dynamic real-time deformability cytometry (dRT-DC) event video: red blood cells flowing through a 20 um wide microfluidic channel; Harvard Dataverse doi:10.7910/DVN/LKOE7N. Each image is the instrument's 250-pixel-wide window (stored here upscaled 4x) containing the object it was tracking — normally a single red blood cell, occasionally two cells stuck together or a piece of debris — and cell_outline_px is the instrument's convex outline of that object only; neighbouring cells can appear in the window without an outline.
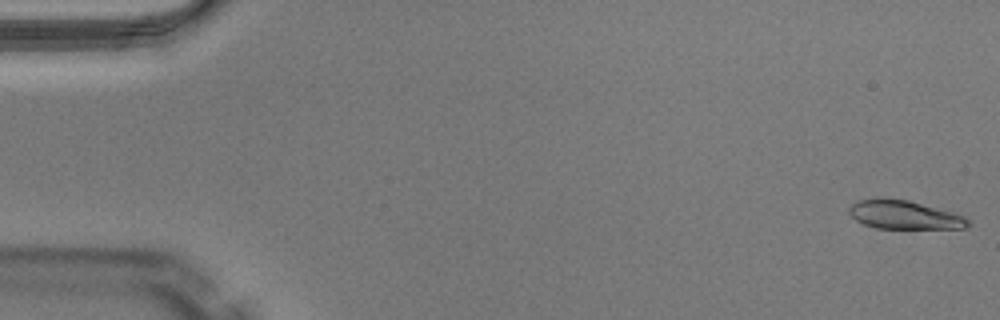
{"species": "Egyptian fruit bat (a non-hibernating species)", "species_latin": "Rousettus aegyptiacus", "temperature_condition": "warm", "stored_images_in_passage": 50, "camera_frame_rate_fps": 3000, "um_per_image_px": 0.085, "animal": {"sex": "male"}, "frame": {"image": 1, "passage_image": 1, "time_ms": 0.0, "image_size_px": [1000, 320], "cell_outline_px": [[972, 224], [968, 228], [876, 228], [864, 224], [856, 220], [848, 212], [848, 208], [856, 200], [876, 196], [884, 196], [908, 200], [952, 212], [964, 216]], "centroid_in_image_um": [76.81, 18.23], "position_along_channel_um": 8.2, "area_um2": 20.17}}
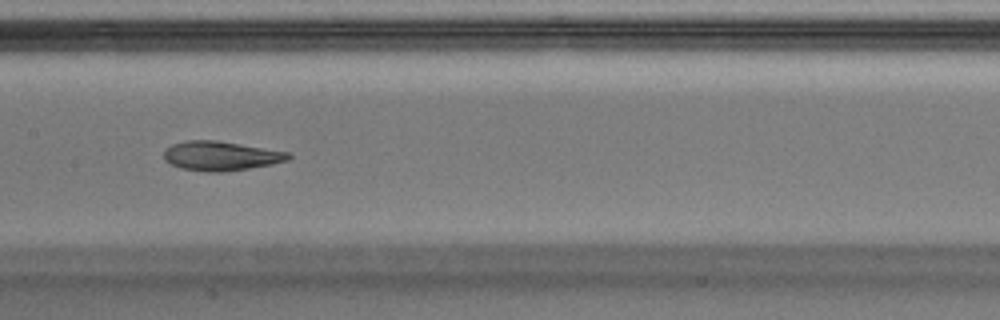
{"frame": {"image": 2, "passage_image": 25, "time_ms": 8.0, "image_size_px": [1000, 320], "cell_outline_px": [[292, 156], [288, 160], [272, 164], [248, 168], [220, 172], [208, 172], [180, 168], [164, 160], [164, 148], [172, 144], [188, 140], [216, 140], [288, 152]], "centroid_in_image_um": [18.73, 13.25], "position_along_channel_um": 188.7, "area_um2": 21.15}}
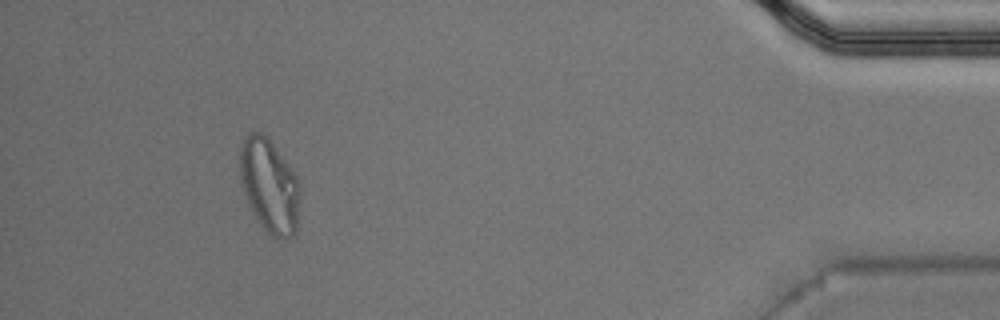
{"frame": {"image": 3, "passage_image": 46, "time_ms": 15.0, "image_size_px": [1000, 320], "cell_outline_px": [[300, 200], [296, 228], [292, 236], [288, 240], [280, 240], [272, 236], [260, 224], [252, 212], [240, 184], [240, 144], [244, 136], [248, 132], [260, 132], [272, 144], [296, 176], [300, 188]], "centroid_in_image_um": [22.88, 15.82], "position_along_channel_um": 412.3, "area_um2": 32.77}, "authors_computed_cell_mechanics": {"area_um2": 21.5594, "velocity_mm_per_s": 4.0468, "shape_relaxation_time_tau1_ms": 8.1195, "shape_relaxation_time_tau2_ms": 1.7516, "deformation_change_tau1": 0.2628, "deformation_change_tau2": 0.0914}}